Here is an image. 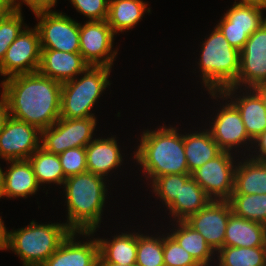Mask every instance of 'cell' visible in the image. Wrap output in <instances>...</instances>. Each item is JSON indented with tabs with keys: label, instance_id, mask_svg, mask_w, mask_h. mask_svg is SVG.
I'll return each mask as SVG.
<instances>
[{
	"label": "cell",
	"instance_id": "1",
	"mask_svg": "<svg viewBox=\"0 0 266 266\" xmlns=\"http://www.w3.org/2000/svg\"><path fill=\"white\" fill-rule=\"evenodd\" d=\"M11 117L49 128L60 118L62 83L39 72L15 75L1 81Z\"/></svg>",
	"mask_w": 266,
	"mask_h": 266
},
{
	"label": "cell",
	"instance_id": "2",
	"mask_svg": "<svg viewBox=\"0 0 266 266\" xmlns=\"http://www.w3.org/2000/svg\"><path fill=\"white\" fill-rule=\"evenodd\" d=\"M134 159L143 168L142 173L151 179L168 174H190L184 151L183 134L176 128L161 126L157 130H145Z\"/></svg>",
	"mask_w": 266,
	"mask_h": 266
},
{
	"label": "cell",
	"instance_id": "3",
	"mask_svg": "<svg viewBox=\"0 0 266 266\" xmlns=\"http://www.w3.org/2000/svg\"><path fill=\"white\" fill-rule=\"evenodd\" d=\"M105 179L89 171L65 179L66 225L72 231L96 233L108 193Z\"/></svg>",
	"mask_w": 266,
	"mask_h": 266
},
{
	"label": "cell",
	"instance_id": "4",
	"mask_svg": "<svg viewBox=\"0 0 266 266\" xmlns=\"http://www.w3.org/2000/svg\"><path fill=\"white\" fill-rule=\"evenodd\" d=\"M200 52L197 64L207 91L220 92L236 81L240 70V51L229 44L217 26L203 41Z\"/></svg>",
	"mask_w": 266,
	"mask_h": 266
},
{
	"label": "cell",
	"instance_id": "5",
	"mask_svg": "<svg viewBox=\"0 0 266 266\" xmlns=\"http://www.w3.org/2000/svg\"><path fill=\"white\" fill-rule=\"evenodd\" d=\"M71 232L66 223L39 224L32 220L25 228L9 232L8 250L20 257L23 266H42Z\"/></svg>",
	"mask_w": 266,
	"mask_h": 266
},
{
	"label": "cell",
	"instance_id": "6",
	"mask_svg": "<svg viewBox=\"0 0 266 266\" xmlns=\"http://www.w3.org/2000/svg\"><path fill=\"white\" fill-rule=\"evenodd\" d=\"M111 68L88 66L80 75L62 83L60 118L79 119L95 117L90 113L102 92L111 85Z\"/></svg>",
	"mask_w": 266,
	"mask_h": 266
},
{
	"label": "cell",
	"instance_id": "7",
	"mask_svg": "<svg viewBox=\"0 0 266 266\" xmlns=\"http://www.w3.org/2000/svg\"><path fill=\"white\" fill-rule=\"evenodd\" d=\"M39 19L36 24L40 35L41 49H51L70 53H79V23L71 17L57 11L34 13Z\"/></svg>",
	"mask_w": 266,
	"mask_h": 266
},
{
	"label": "cell",
	"instance_id": "8",
	"mask_svg": "<svg viewBox=\"0 0 266 266\" xmlns=\"http://www.w3.org/2000/svg\"><path fill=\"white\" fill-rule=\"evenodd\" d=\"M96 122V117L59 118L52 126L41 130V147L54 154L86 147L93 140Z\"/></svg>",
	"mask_w": 266,
	"mask_h": 266
},
{
	"label": "cell",
	"instance_id": "9",
	"mask_svg": "<svg viewBox=\"0 0 266 266\" xmlns=\"http://www.w3.org/2000/svg\"><path fill=\"white\" fill-rule=\"evenodd\" d=\"M115 33L107 20L86 21L79 23L80 51L83 60L89 66L112 68L117 50H112Z\"/></svg>",
	"mask_w": 266,
	"mask_h": 266
},
{
	"label": "cell",
	"instance_id": "10",
	"mask_svg": "<svg viewBox=\"0 0 266 266\" xmlns=\"http://www.w3.org/2000/svg\"><path fill=\"white\" fill-rule=\"evenodd\" d=\"M40 62V35L36 27L28 26L7 49L0 63V75L6 79L15 75L36 73Z\"/></svg>",
	"mask_w": 266,
	"mask_h": 266
},
{
	"label": "cell",
	"instance_id": "11",
	"mask_svg": "<svg viewBox=\"0 0 266 266\" xmlns=\"http://www.w3.org/2000/svg\"><path fill=\"white\" fill-rule=\"evenodd\" d=\"M232 152L222 151L191 173V177L212 200H229L234 190L235 167Z\"/></svg>",
	"mask_w": 266,
	"mask_h": 266
},
{
	"label": "cell",
	"instance_id": "12",
	"mask_svg": "<svg viewBox=\"0 0 266 266\" xmlns=\"http://www.w3.org/2000/svg\"><path fill=\"white\" fill-rule=\"evenodd\" d=\"M266 83V21L248 38L240 51V70L231 85L238 89Z\"/></svg>",
	"mask_w": 266,
	"mask_h": 266
},
{
	"label": "cell",
	"instance_id": "13",
	"mask_svg": "<svg viewBox=\"0 0 266 266\" xmlns=\"http://www.w3.org/2000/svg\"><path fill=\"white\" fill-rule=\"evenodd\" d=\"M41 130L10 117L0 132V158L26 160L41 146Z\"/></svg>",
	"mask_w": 266,
	"mask_h": 266
},
{
	"label": "cell",
	"instance_id": "14",
	"mask_svg": "<svg viewBox=\"0 0 266 266\" xmlns=\"http://www.w3.org/2000/svg\"><path fill=\"white\" fill-rule=\"evenodd\" d=\"M232 213L228 200H211L199 212L190 215L185 222L198 231L217 253L224 247L225 230Z\"/></svg>",
	"mask_w": 266,
	"mask_h": 266
},
{
	"label": "cell",
	"instance_id": "15",
	"mask_svg": "<svg viewBox=\"0 0 266 266\" xmlns=\"http://www.w3.org/2000/svg\"><path fill=\"white\" fill-rule=\"evenodd\" d=\"M263 9L254 5L234 4L216 26L229 44L241 51L248 38L266 21Z\"/></svg>",
	"mask_w": 266,
	"mask_h": 266
},
{
	"label": "cell",
	"instance_id": "16",
	"mask_svg": "<svg viewBox=\"0 0 266 266\" xmlns=\"http://www.w3.org/2000/svg\"><path fill=\"white\" fill-rule=\"evenodd\" d=\"M237 90V87L230 86L220 92L208 93L216 100L217 97L223 101L230 99L229 102L237 108L241 115L248 136L254 141L266 131V108L261 97L252 88L244 89L246 93L243 92L241 96L236 94V97L235 93H239Z\"/></svg>",
	"mask_w": 266,
	"mask_h": 266
},
{
	"label": "cell",
	"instance_id": "17",
	"mask_svg": "<svg viewBox=\"0 0 266 266\" xmlns=\"http://www.w3.org/2000/svg\"><path fill=\"white\" fill-rule=\"evenodd\" d=\"M227 102L225 106H221V110L218 109L216 117L212 118L214 122H211V128L208 129L212 138L222 151L231 152L242 144H248V147L250 143V147L254 148L239 111L231 102L229 103V100Z\"/></svg>",
	"mask_w": 266,
	"mask_h": 266
},
{
	"label": "cell",
	"instance_id": "18",
	"mask_svg": "<svg viewBox=\"0 0 266 266\" xmlns=\"http://www.w3.org/2000/svg\"><path fill=\"white\" fill-rule=\"evenodd\" d=\"M77 233L90 240L77 242ZM92 235V232L72 231L42 266H98L99 245L97 238H90Z\"/></svg>",
	"mask_w": 266,
	"mask_h": 266
},
{
	"label": "cell",
	"instance_id": "19",
	"mask_svg": "<svg viewBox=\"0 0 266 266\" xmlns=\"http://www.w3.org/2000/svg\"><path fill=\"white\" fill-rule=\"evenodd\" d=\"M88 66L80 53L41 49L38 72L45 77L64 83L75 79Z\"/></svg>",
	"mask_w": 266,
	"mask_h": 266
},
{
	"label": "cell",
	"instance_id": "20",
	"mask_svg": "<svg viewBox=\"0 0 266 266\" xmlns=\"http://www.w3.org/2000/svg\"><path fill=\"white\" fill-rule=\"evenodd\" d=\"M6 162L10 166L6 171L2 170L0 199L2 197L27 198L36 194L40 186L29 160H8Z\"/></svg>",
	"mask_w": 266,
	"mask_h": 266
},
{
	"label": "cell",
	"instance_id": "21",
	"mask_svg": "<svg viewBox=\"0 0 266 266\" xmlns=\"http://www.w3.org/2000/svg\"><path fill=\"white\" fill-rule=\"evenodd\" d=\"M211 200L203 188L191 177V174H180L179 195L167 209L174 221H185Z\"/></svg>",
	"mask_w": 266,
	"mask_h": 266
},
{
	"label": "cell",
	"instance_id": "22",
	"mask_svg": "<svg viewBox=\"0 0 266 266\" xmlns=\"http://www.w3.org/2000/svg\"><path fill=\"white\" fill-rule=\"evenodd\" d=\"M115 138H95L85 147L89 172L105 177L110 171L123 165V156Z\"/></svg>",
	"mask_w": 266,
	"mask_h": 266
},
{
	"label": "cell",
	"instance_id": "23",
	"mask_svg": "<svg viewBox=\"0 0 266 266\" xmlns=\"http://www.w3.org/2000/svg\"><path fill=\"white\" fill-rule=\"evenodd\" d=\"M266 225L241 218L232 213L225 230L224 246L258 247L265 246Z\"/></svg>",
	"mask_w": 266,
	"mask_h": 266
},
{
	"label": "cell",
	"instance_id": "24",
	"mask_svg": "<svg viewBox=\"0 0 266 266\" xmlns=\"http://www.w3.org/2000/svg\"><path fill=\"white\" fill-rule=\"evenodd\" d=\"M203 130L199 133L195 131L183 134L184 151L190 174L222 152L208 128Z\"/></svg>",
	"mask_w": 266,
	"mask_h": 266
},
{
	"label": "cell",
	"instance_id": "25",
	"mask_svg": "<svg viewBox=\"0 0 266 266\" xmlns=\"http://www.w3.org/2000/svg\"><path fill=\"white\" fill-rule=\"evenodd\" d=\"M99 245L98 262H113L122 265L136 263L137 232L115 235L110 241L97 238Z\"/></svg>",
	"mask_w": 266,
	"mask_h": 266
},
{
	"label": "cell",
	"instance_id": "26",
	"mask_svg": "<svg viewBox=\"0 0 266 266\" xmlns=\"http://www.w3.org/2000/svg\"><path fill=\"white\" fill-rule=\"evenodd\" d=\"M242 161L235 167L232 194H266V162L251 157Z\"/></svg>",
	"mask_w": 266,
	"mask_h": 266
},
{
	"label": "cell",
	"instance_id": "27",
	"mask_svg": "<svg viewBox=\"0 0 266 266\" xmlns=\"http://www.w3.org/2000/svg\"><path fill=\"white\" fill-rule=\"evenodd\" d=\"M147 6L143 0H109L108 25L115 34L131 30L146 11L150 13V7Z\"/></svg>",
	"mask_w": 266,
	"mask_h": 266
},
{
	"label": "cell",
	"instance_id": "28",
	"mask_svg": "<svg viewBox=\"0 0 266 266\" xmlns=\"http://www.w3.org/2000/svg\"><path fill=\"white\" fill-rule=\"evenodd\" d=\"M176 223L178 226L175 227V231L173 230L171 234H168L191 254L200 266H209L216 253L207 244L205 238L185 221H176Z\"/></svg>",
	"mask_w": 266,
	"mask_h": 266
},
{
	"label": "cell",
	"instance_id": "29",
	"mask_svg": "<svg viewBox=\"0 0 266 266\" xmlns=\"http://www.w3.org/2000/svg\"><path fill=\"white\" fill-rule=\"evenodd\" d=\"M37 183L63 185L66 177L58 154L50 153L41 146L28 158Z\"/></svg>",
	"mask_w": 266,
	"mask_h": 266
},
{
	"label": "cell",
	"instance_id": "30",
	"mask_svg": "<svg viewBox=\"0 0 266 266\" xmlns=\"http://www.w3.org/2000/svg\"><path fill=\"white\" fill-rule=\"evenodd\" d=\"M216 254L217 266H266L265 246H224Z\"/></svg>",
	"mask_w": 266,
	"mask_h": 266
},
{
	"label": "cell",
	"instance_id": "31",
	"mask_svg": "<svg viewBox=\"0 0 266 266\" xmlns=\"http://www.w3.org/2000/svg\"><path fill=\"white\" fill-rule=\"evenodd\" d=\"M228 201L236 216L266 225V194H232Z\"/></svg>",
	"mask_w": 266,
	"mask_h": 266
},
{
	"label": "cell",
	"instance_id": "32",
	"mask_svg": "<svg viewBox=\"0 0 266 266\" xmlns=\"http://www.w3.org/2000/svg\"><path fill=\"white\" fill-rule=\"evenodd\" d=\"M147 236L137 232L136 264L138 266H164L163 237Z\"/></svg>",
	"mask_w": 266,
	"mask_h": 266
},
{
	"label": "cell",
	"instance_id": "33",
	"mask_svg": "<svg viewBox=\"0 0 266 266\" xmlns=\"http://www.w3.org/2000/svg\"><path fill=\"white\" fill-rule=\"evenodd\" d=\"M22 12L12 11L0 20V63L5 57L10 44L21 34L27 26L23 25Z\"/></svg>",
	"mask_w": 266,
	"mask_h": 266
},
{
	"label": "cell",
	"instance_id": "34",
	"mask_svg": "<svg viewBox=\"0 0 266 266\" xmlns=\"http://www.w3.org/2000/svg\"><path fill=\"white\" fill-rule=\"evenodd\" d=\"M163 236L164 266H200L169 234Z\"/></svg>",
	"mask_w": 266,
	"mask_h": 266
},
{
	"label": "cell",
	"instance_id": "35",
	"mask_svg": "<svg viewBox=\"0 0 266 266\" xmlns=\"http://www.w3.org/2000/svg\"><path fill=\"white\" fill-rule=\"evenodd\" d=\"M152 192L160 198L162 204L168 208L179 195L180 191V174H168L157 177L152 183ZM164 202V203H163Z\"/></svg>",
	"mask_w": 266,
	"mask_h": 266
},
{
	"label": "cell",
	"instance_id": "36",
	"mask_svg": "<svg viewBox=\"0 0 266 266\" xmlns=\"http://www.w3.org/2000/svg\"><path fill=\"white\" fill-rule=\"evenodd\" d=\"M58 156L66 178L88 171L85 147L70 148Z\"/></svg>",
	"mask_w": 266,
	"mask_h": 266
},
{
	"label": "cell",
	"instance_id": "37",
	"mask_svg": "<svg viewBox=\"0 0 266 266\" xmlns=\"http://www.w3.org/2000/svg\"><path fill=\"white\" fill-rule=\"evenodd\" d=\"M70 3L89 21L107 20L109 0H70Z\"/></svg>",
	"mask_w": 266,
	"mask_h": 266
},
{
	"label": "cell",
	"instance_id": "38",
	"mask_svg": "<svg viewBox=\"0 0 266 266\" xmlns=\"http://www.w3.org/2000/svg\"><path fill=\"white\" fill-rule=\"evenodd\" d=\"M17 1V2H16ZM25 3L33 13L50 11L55 6L57 0H20ZM19 0H11L12 9L21 12V2Z\"/></svg>",
	"mask_w": 266,
	"mask_h": 266
},
{
	"label": "cell",
	"instance_id": "39",
	"mask_svg": "<svg viewBox=\"0 0 266 266\" xmlns=\"http://www.w3.org/2000/svg\"><path fill=\"white\" fill-rule=\"evenodd\" d=\"M256 144V145H255ZM253 145H255V150L252 153H256L257 155L252 156L253 154L249 153V157H252L251 159L260 161V162H266V131L262 133L258 138H256L253 141Z\"/></svg>",
	"mask_w": 266,
	"mask_h": 266
},
{
	"label": "cell",
	"instance_id": "40",
	"mask_svg": "<svg viewBox=\"0 0 266 266\" xmlns=\"http://www.w3.org/2000/svg\"><path fill=\"white\" fill-rule=\"evenodd\" d=\"M1 99H0V132L3 130L4 126L6 125L8 119L11 117L10 109H9V102L6 96L1 92Z\"/></svg>",
	"mask_w": 266,
	"mask_h": 266
},
{
	"label": "cell",
	"instance_id": "41",
	"mask_svg": "<svg viewBox=\"0 0 266 266\" xmlns=\"http://www.w3.org/2000/svg\"><path fill=\"white\" fill-rule=\"evenodd\" d=\"M9 231L6 229L4 222L0 216V250H8Z\"/></svg>",
	"mask_w": 266,
	"mask_h": 266
},
{
	"label": "cell",
	"instance_id": "42",
	"mask_svg": "<svg viewBox=\"0 0 266 266\" xmlns=\"http://www.w3.org/2000/svg\"><path fill=\"white\" fill-rule=\"evenodd\" d=\"M12 11L11 0H0V20H3Z\"/></svg>",
	"mask_w": 266,
	"mask_h": 266
},
{
	"label": "cell",
	"instance_id": "43",
	"mask_svg": "<svg viewBox=\"0 0 266 266\" xmlns=\"http://www.w3.org/2000/svg\"><path fill=\"white\" fill-rule=\"evenodd\" d=\"M252 89L261 97L264 107L266 108V83L256 85Z\"/></svg>",
	"mask_w": 266,
	"mask_h": 266
},
{
	"label": "cell",
	"instance_id": "44",
	"mask_svg": "<svg viewBox=\"0 0 266 266\" xmlns=\"http://www.w3.org/2000/svg\"><path fill=\"white\" fill-rule=\"evenodd\" d=\"M236 5H254L258 7H265L266 0H239V2H234Z\"/></svg>",
	"mask_w": 266,
	"mask_h": 266
},
{
	"label": "cell",
	"instance_id": "45",
	"mask_svg": "<svg viewBox=\"0 0 266 266\" xmlns=\"http://www.w3.org/2000/svg\"><path fill=\"white\" fill-rule=\"evenodd\" d=\"M98 266H138V265L136 263L131 265H122L113 262H98Z\"/></svg>",
	"mask_w": 266,
	"mask_h": 266
},
{
	"label": "cell",
	"instance_id": "46",
	"mask_svg": "<svg viewBox=\"0 0 266 266\" xmlns=\"http://www.w3.org/2000/svg\"><path fill=\"white\" fill-rule=\"evenodd\" d=\"M1 179H2V168L0 166V193H1Z\"/></svg>",
	"mask_w": 266,
	"mask_h": 266
}]
</instances>
